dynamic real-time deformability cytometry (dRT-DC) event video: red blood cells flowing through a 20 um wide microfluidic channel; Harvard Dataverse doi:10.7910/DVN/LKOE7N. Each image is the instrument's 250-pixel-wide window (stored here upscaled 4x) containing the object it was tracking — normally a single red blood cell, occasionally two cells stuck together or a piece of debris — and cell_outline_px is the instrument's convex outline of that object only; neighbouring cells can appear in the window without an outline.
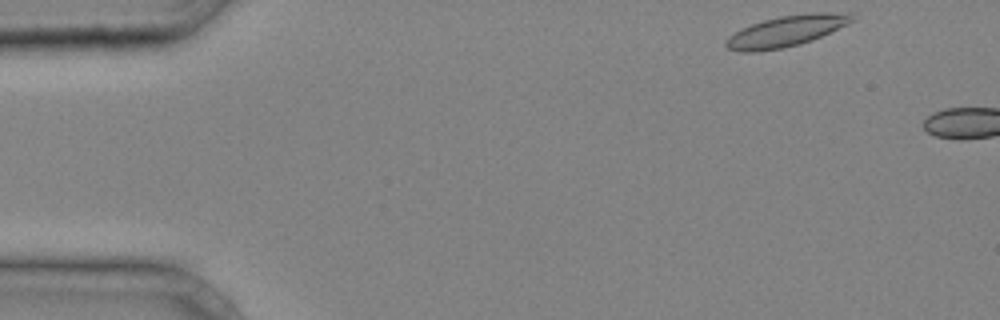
{"species": "common noctule bat (a hibernating species)", "species_latin": "Nyctalus noctula", "temperature_condition": "cold", "stored_images_in_passage": 3, "camera_frame_rate_fps": 3000, "um_per_image_px": 0.085, "animal": {"sex": "male", "body_mass_g": 20.4}, "frame": {"image": 1, "passage_image": 1, "time_ms": 0.0, "image_size_px": [1000, 320], "cell_outline_px": [[856, 20], [848, 24], [812, 40], [800, 44], [784, 48], [756, 52], [740, 52], [728, 48], [724, 44], [724, 40], [728, 36], [740, 28], [764, 20], [780, 16], [808, 12], [852, 12]], "centroid_in_image_um": [66.84, 2.63], "position_along_channel_um": 18.2, "area_um2": 23.12}}